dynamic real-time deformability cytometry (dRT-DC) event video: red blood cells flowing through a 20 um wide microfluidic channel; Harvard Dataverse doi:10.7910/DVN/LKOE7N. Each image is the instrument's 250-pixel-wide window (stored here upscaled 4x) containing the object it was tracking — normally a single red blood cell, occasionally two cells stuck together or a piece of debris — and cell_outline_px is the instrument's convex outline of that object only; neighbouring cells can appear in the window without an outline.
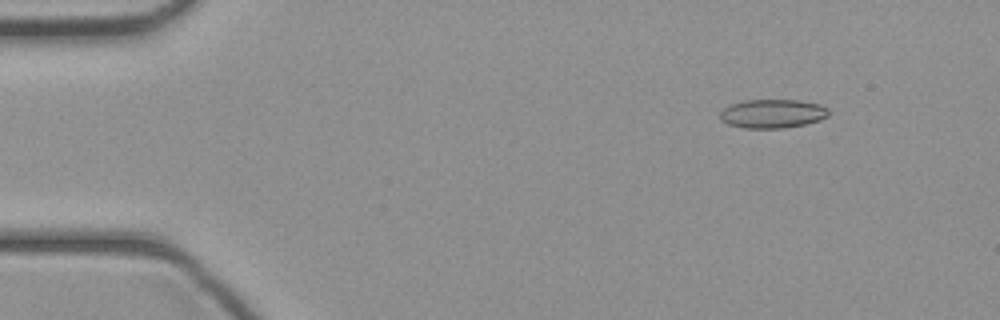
{"species": "common noctule bat (a hibernating species)", "species_latin": "Nyctalus noctula", "temperature_condition": "cold", "stored_images_in_passage": 40, "camera_frame_rate_fps": 3000, "um_per_image_px": 0.085, "animal": {"sex": "female", "body_mass_g": 21.9}, "frame": {"image": 1, "passage_image": 1, "time_ms": 0.0, "image_size_px": [1000, 320], "cell_outline_px": [[828, 116], [820, 120], [804, 124], [784, 128], [744, 128], [728, 124], [720, 120], [720, 112], [728, 104], [744, 100], [800, 100], [820, 104], [828, 108]], "centroid_in_image_um": [65.64, 9.65], "position_along_channel_um": 19.4, "area_um2": 18.38}}
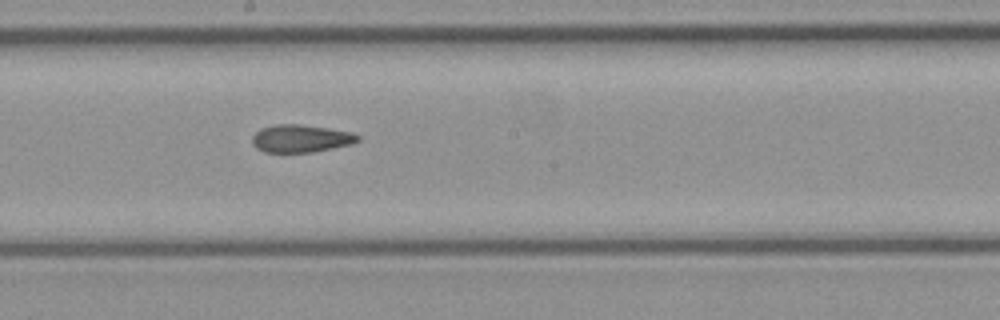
{"frame": {"image": 2, "passage_image": 20, "time_ms": 6.333, "image_size_px": [1000, 320], "cell_outline_px": [[360, 140], [352, 144], [312, 152], [264, 152], [256, 148], [252, 144], [252, 136], [260, 128], [276, 124], [300, 124], [328, 128], [352, 132], [360, 136]], "centroid_in_image_um": [25.56, 11.77], "position_along_channel_um": 222.6, "area_um2": 17.11}}
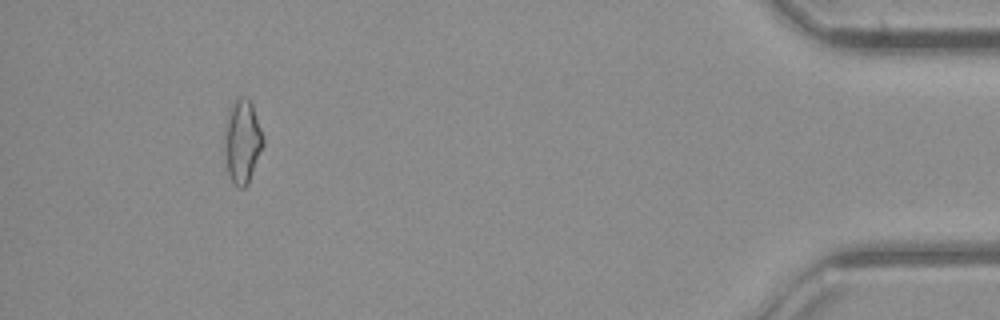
{"frame": {"image": 3, "passage_image": 37, "time_ms": 12.0, "image_size_px": [1000, 320], "cell_outline_px": [[264, 144], [248, 184], [244, 188], [236, 188], [228, 172], [224, 148], [224, 140], [228, 108], [232, 100], [236, 96], [248, 96], [252, 104], [264, 136]], "centroid_in_image_um": [20.6, 11.96], "position_along_channel_um": 414.6, "area_um2": 19.19}}